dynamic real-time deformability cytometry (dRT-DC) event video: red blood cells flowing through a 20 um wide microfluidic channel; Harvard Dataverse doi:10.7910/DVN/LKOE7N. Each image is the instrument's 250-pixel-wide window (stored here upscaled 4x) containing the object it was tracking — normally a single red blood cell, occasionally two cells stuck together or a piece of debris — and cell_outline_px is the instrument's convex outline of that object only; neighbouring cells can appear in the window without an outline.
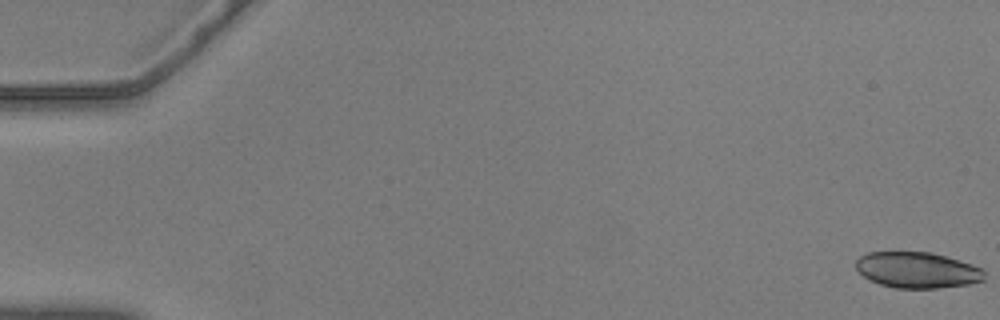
{"species": "common noctule bat (a hibernating species)", "species_latin": "Nyctalus noctula", "temperature_condition": "warm", "stored_images_in_passage": 16, "camera_frame_rate_fps": 3000, "um_per_image_px": 0.085, "animal": {"sex": "male", "body_mass_g": 20.5, "forearm_length_mm": 52.5}, "frame": {"image": 1, "passage_image": 1, "time_ms": 0.0, "image_size_px": [1000, 320], "cell_outline_px": [[984, 280], [968, 284], [936, 288], [896, 288], [880, 284], [864, 276], [856, 268], [856, 260], [860, 256], [868, 252], [932, 252], [972, 264], [980, 268], [984, 272]], "centroid_in_image_um": [77.96, 22.95], "position_along_channel_um": 7.0, "area_um2": 26.7}}
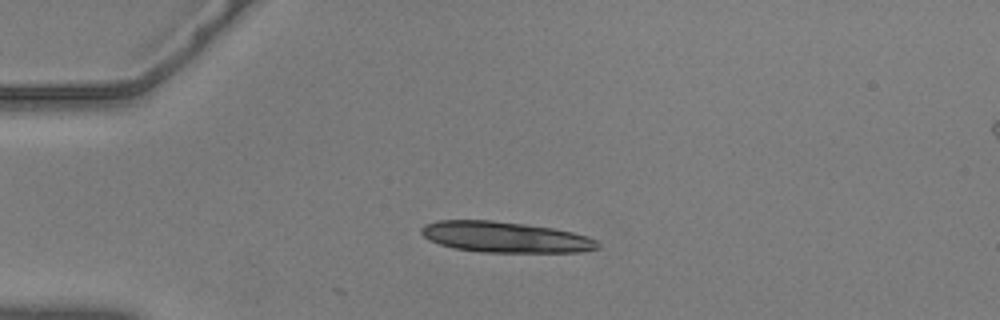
{"frame": {"image": 2, "passage_image": 15, "time_ms": 4.667, "image_size_px": [1000, 320], "cell_outline_px": [[600, 248], [580, 252], [480, 252], [452, 248], [428, 240], [420, 232], [420, 228], [424, 224], [440, 220], [492, 220], [524, 224], [552, 228], [572, 232], [588, 236], [596, 240], [600, 244]], "centroid_in_image_um": [42.92, 20.15], "position_along_channel_um": 42.1, "area_um2": 31.79}}